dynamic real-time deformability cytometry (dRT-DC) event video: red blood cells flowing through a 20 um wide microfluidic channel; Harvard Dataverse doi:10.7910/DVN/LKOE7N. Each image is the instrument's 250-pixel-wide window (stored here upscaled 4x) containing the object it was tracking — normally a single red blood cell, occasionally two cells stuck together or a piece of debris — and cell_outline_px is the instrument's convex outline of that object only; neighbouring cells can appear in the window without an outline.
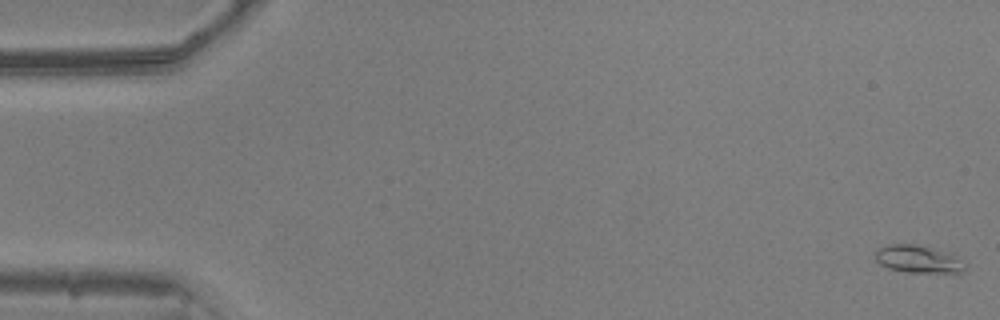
{"species": "common noctule bat (a hibernating species)", "species_latin": "Nyctalus noctula", "temperature_condition": "warm", "stored_images_in_passage": 53, "camera_frame_rate_fps": 3000, "um_per_image_px": 0.085, "animal": {"sex": "male", "body_mass_g": 20.5, "forearm_length_mm": 52.5}, "frame": {"image": 1, "passage_image": 1, "time_ms": 0.0, "image_size_px": [1000, 320], "cell_outline_px": [[964, 272], [908, 272], [888, 268], [880, 264], [876, 260], [876, 248], [888, 244], [916, 244], [952, 256], [960, 260], [964, 268]], "centroid_in_image_um": [77.92, 22.03], "position_along_channel_um": 7.1, "area_um2": 13.76}}
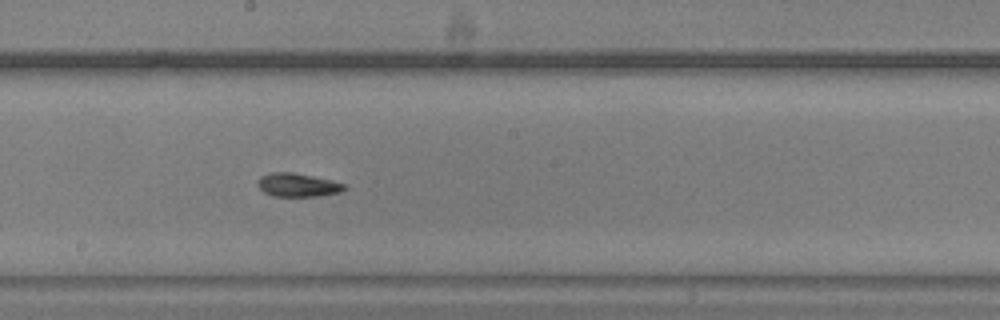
{"frame": {"image": 2, "passage_image": 29, "time_ms": 9.333, "image_size_px": [1000, 320], "cell_outline_px": [[348, 188], [340, 192], [320, 196], [272, 196], [264, 192], [256, 184], [260, 176], [272, 172], [292, 172], [312, 176], [348, 184]], "centroid_in_image_um": [25.32, 15.72], "position_along_channel_um": 222.9, "area_um2": 11.96}}
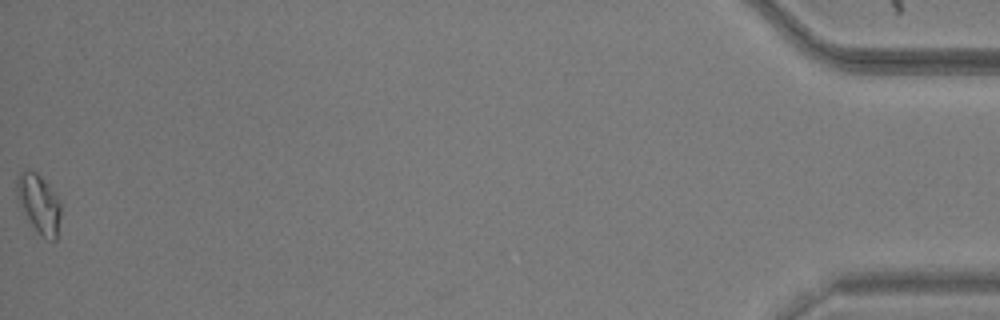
{"frame": {"image": 3, "passage_image": 53, "time_ms": 17.333, "image_size_px": [1000, 320], "cell_outline_px": [[60, 216], [56, 240], [52, 240], [44, 236], [28, 224], [16, 196], [16, 176], [24, 168], [28, 168], [36, 172], [48, 184], [60, 204]], "centroid_in_image_um": [3.25, 17.27], "position_along_channel_um": 432.0, "area_um2": 15.2}, "authors_computed_cell_mechanics": {"area_um2": 12.2536, "velocity_mm_per_s": 3.8685, "shape_relaxation_time_tau1_ms": 4.1786, "shape_relaxation_time_tau2_ms": 3.1347, "deformation_change_tau1": 0.1249, "deformation_change_tau2": 0.095}}